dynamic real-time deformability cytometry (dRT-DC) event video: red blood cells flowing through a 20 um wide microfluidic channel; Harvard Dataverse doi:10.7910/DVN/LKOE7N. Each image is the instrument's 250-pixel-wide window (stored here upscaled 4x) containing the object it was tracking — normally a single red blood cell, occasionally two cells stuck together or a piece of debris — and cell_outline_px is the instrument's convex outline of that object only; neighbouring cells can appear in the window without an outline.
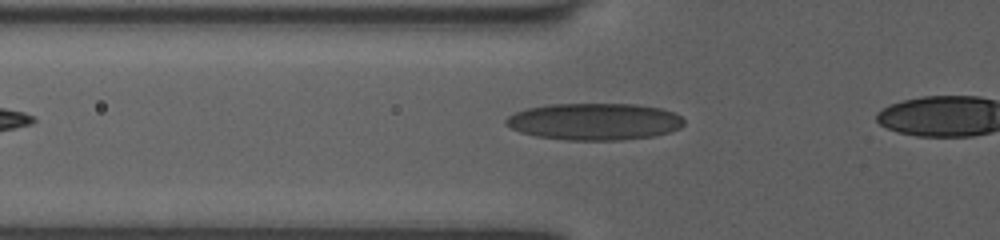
{"species": "human", "species_latin": "Homo sapiens", "temperature_condition": "room temperature", "stored_images_in_passage": 5, "camera_frame_rate_fps": 3000, "um_per_image_px": 0.085, "donor": {"sex": "female"}, "frame": {"image": 1, "passage_image": 3, "time_ms": 0.667, "image_size_px": [1000, 240], "cell_outline_px": [[684, 124], [680, 128], [668, 132], [652, 136], [620, 140], [564, 140], [536, 136], [520, 132], [504, 124], [504, 120], [508, 116], [516, 112], [528, 108], [548, 104], [636, 104], [660, 108], [676, 112], [684, 120]], "centroid_in_image_um": [50.52, 10.33], "position_along_channel_um": 75.3, "area_um2": 38.38}}